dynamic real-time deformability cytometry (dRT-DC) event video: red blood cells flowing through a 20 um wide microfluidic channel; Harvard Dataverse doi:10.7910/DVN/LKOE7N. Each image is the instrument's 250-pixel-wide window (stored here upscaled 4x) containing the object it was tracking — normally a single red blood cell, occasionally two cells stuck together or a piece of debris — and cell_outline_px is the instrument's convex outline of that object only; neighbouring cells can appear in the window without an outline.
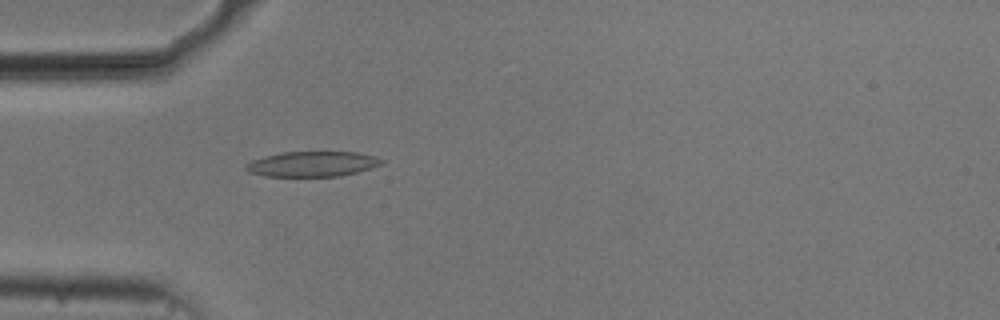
{"species": "common noctule bat (a hibernating species)", "species_latin": "Nyctalus noctula", "temperature_condition": "cold", "stored_images_in_passage": 45, "camera_frame_rate_fps": 3000, "um_per_image_px": 0.085, "animal": {"sex": "male", "body_mass_g": 20.5, "forearm_length_mm": 52.5}, "frame": {"image": 1, "passage_image": 7, "time_ms": 2.0, "image_size_px": [1000, 320], "cell_outline_px": [[384, 164], [372, 168], [340, 176], [264, 176], [248, 172], [244, 168], [244, 164], [252, 160], [264, 156], [284, 152], [356, 152], [372, 156], [384, 160]], "centroid_in_image_um": [26.52, 13.94], "position_along_channel_um": 58.5, "area_um2": 19.94}}
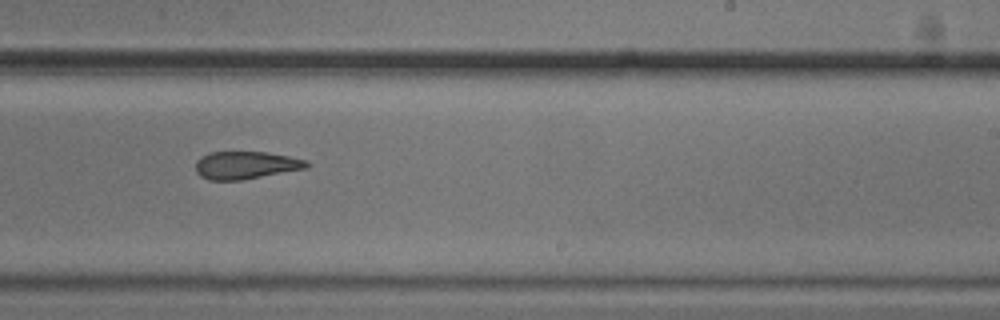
{"frame": {"image": 2, "passage_image": 24, "time_ms": 7.667, "image_size_px": [1000, 320], "cell_outline_px": [[312, 164], [308, 168], [240, 180], [208, 180], [200, 176], [196, 172], [196, 160], [200, 156], [212, 152], [268, 152], [308, 160]], "centroid_in_image_um": [20.91, 14.04], "position_along_channel_um": 268.1, "area_um2": 18.03}}
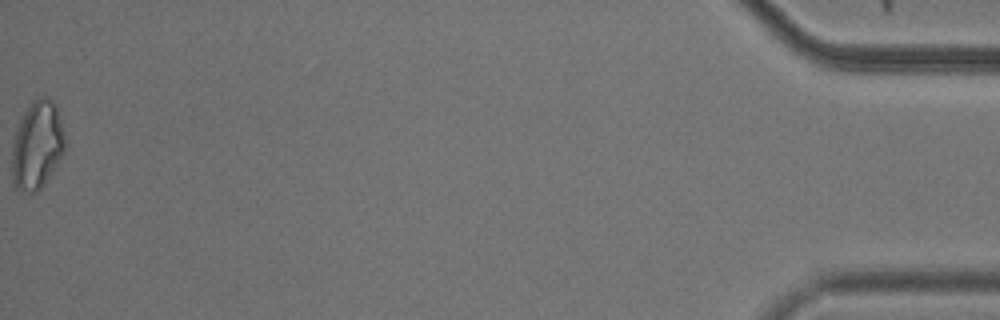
{"frame": {"image": 3, "passage_image": 45, "time_ms": 14.667, "image_size_px": [1000, 320], "cell_outline_px": [[64, 152], [44, 184], [36, 192], [28, 192], [16, 188], [12, 180], [12, 140], [16, 128], [24, 112], [32, 100], [44, 96], [48, 96], [56, 104], [64, 132]], "centroid_in_image_um": [3.14, 12.31], "position_along_channel_um": 432.1, "area_um2": 27.22}, "authors_computed_cell_mechanics": {"area_um2": 19.3052, "velocity_mm_per_s": 3.7505, "shape_relaxation_time_tau1_ms": 7.6204, "shape_relaxation_time_tau2_ms": 3.8391, "deformation_change_tau1": 0.1833, "deformation_change_tau2": 0.1239}}